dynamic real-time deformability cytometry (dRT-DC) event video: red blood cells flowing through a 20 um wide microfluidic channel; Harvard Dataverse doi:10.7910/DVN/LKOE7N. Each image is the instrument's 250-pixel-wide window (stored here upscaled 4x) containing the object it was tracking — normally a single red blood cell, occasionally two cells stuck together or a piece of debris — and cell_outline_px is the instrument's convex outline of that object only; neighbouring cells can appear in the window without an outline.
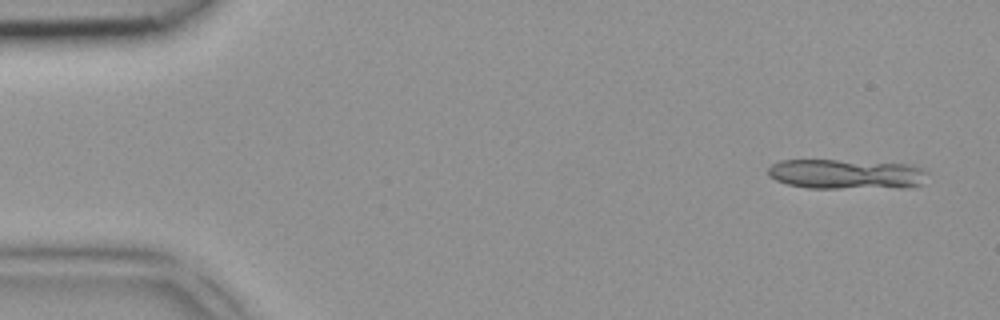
{"species": "common noctule bat (a hibernating species)", "species_latin": "Nyctalus noctula", "temperature_condition": "room temperature", "stored_images_in_passage": 4, "camera_frame_rate_fps": 3000, "um_per_image_px": 0.085, "animal": {"sex": "female", "body_mass_g": 18.4}, "frame": {"image": 1, "passage_image": 1, "time_ms": 0.0, "image_size_px": [1000, 320], "cell_outline_px": [[928, 172], [920, 184], [904, 188], [808, 188], [788, 184], [776, 180], [768, 176], [768, 168], [772, 164], [780, 160], [836, 160], [912, 164]], "centroid_in_image_um": [71.92, 14.8], "position_along_channel_um": 13.1, "area_um2": 27.86}}